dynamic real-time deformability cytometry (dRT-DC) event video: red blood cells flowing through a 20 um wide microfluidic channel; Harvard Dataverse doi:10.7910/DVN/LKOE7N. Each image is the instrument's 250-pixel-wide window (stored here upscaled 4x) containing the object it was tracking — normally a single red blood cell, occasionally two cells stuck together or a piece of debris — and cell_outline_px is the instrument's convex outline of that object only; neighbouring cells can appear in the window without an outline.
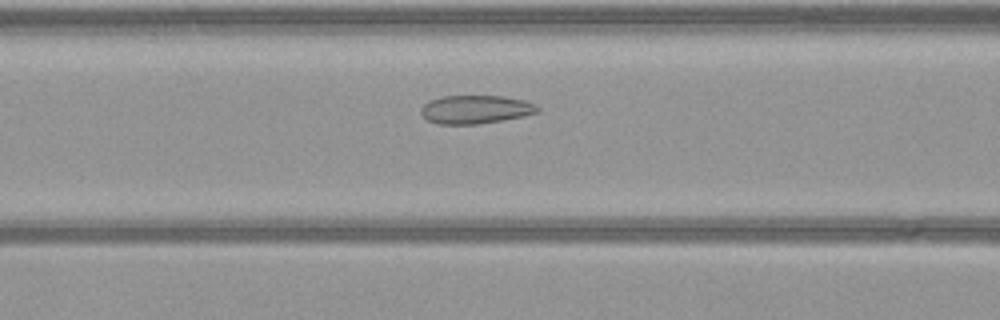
{"species": "common noctule bat (a hibernating species)", "species_latin": "Nyctalus noctula", "temperature_condition": "warm", "stored_images_in_passage": 49, "camera_frame_rate_fps": 3000, "um_per_image_px": 0.085, "animal": {"sex": "female", "body_mass_g": 21.9}, "frame": {"image": 1, "passage_image": 17, "time_ms": 5.333, "image_size_px": [1000, 320], "cell_outline_px": [[540, 112], [524, 116], [476, 124], [440, 124], [428, 120], [420, 112], [420, 108], [428, 100], [440, 96], [504, 96], [524, 100], [536, 104], [540, 108]], "centroid_in_image_um": [40.43, 9.29], "position_along_channel_um": 126.2, "area_um2": 19.36}}
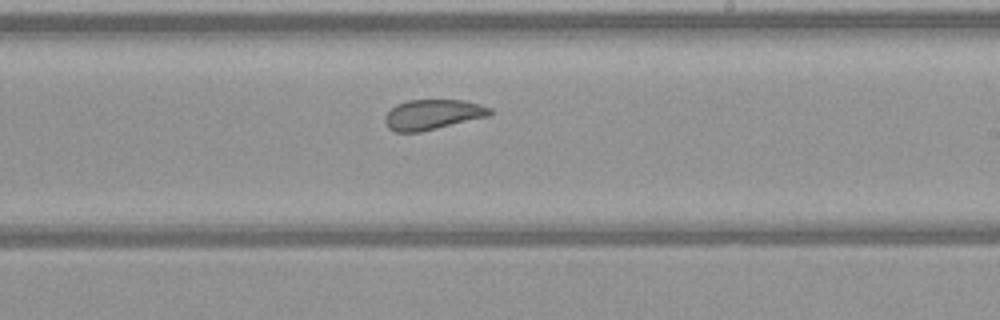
{"frame": {"image": 2, "passage_image": 27, "time_ms": 8.667, "image_size_px": [1000, 320], "cell_outline_px": [[492, 116], [420, 132], [396, 132], [388, 128], [384, 120], [384, 116], [396, 104], [408, 100], [464, 100], [480, 104], [492, 108]], "centroid_in_image_um": [36.81, 9.74], "position_along_channel_um": 252.2, "area_um2": 18.67}}
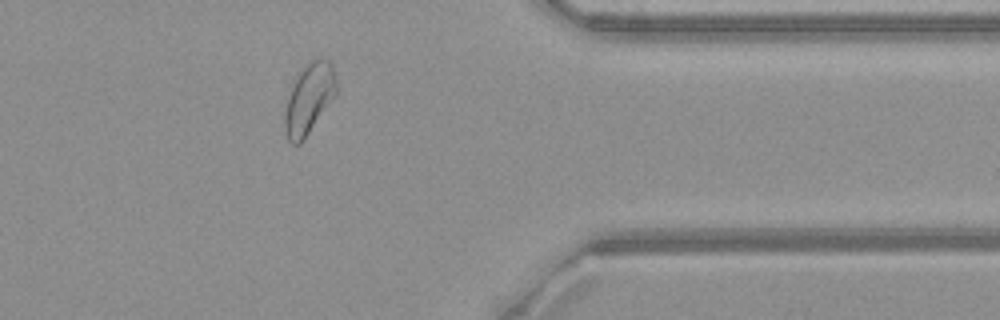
{"frame": {"image": 3, "passage_image": 39, "time_ms": 12.667, "image_size_px": [1000, 320], "cell_outline_px": [[336, 96], [300, 144], [292, 144], [288, 140], [284, 128], [284, 112], [292, 84], [300, 72], [312, 60], [324, 56], [332, 64], [336, 72]], "centroid_in_image_um": [26.29, 8.38], "position_along_channel_um": 385.1, "area_um2": 21.15}}